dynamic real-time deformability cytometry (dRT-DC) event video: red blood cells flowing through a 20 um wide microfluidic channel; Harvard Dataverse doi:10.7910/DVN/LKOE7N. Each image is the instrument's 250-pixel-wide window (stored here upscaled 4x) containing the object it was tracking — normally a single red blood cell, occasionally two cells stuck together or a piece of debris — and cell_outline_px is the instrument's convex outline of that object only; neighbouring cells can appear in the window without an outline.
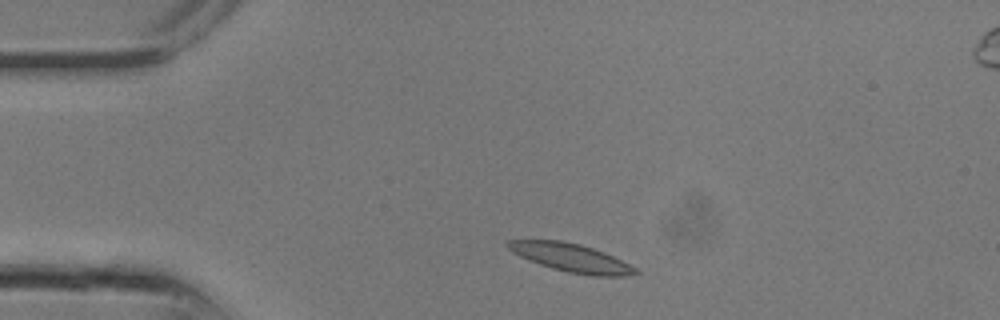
{"species": "common noctule bat (a hibernating species)", "species_latin": "Nyctalus noctula", "temperature_condition": "room temperature", "stored_images_in_passage": 5, "camera_frame_rate_fps": 3000, "um_per_image_px": 0.085, "animal": {"sex": "male", "body_mass_g": 13.3}, "frame": {"image": 1, "passage_image": 1, "time_ms": 0.0, "image_size_px": [1000, 320], "cell_outline_px": [[640, 272], [628, 276], [592, 276], [568, 272], [552, 268], [528, 260], [512, 252], [504, 244], [508, 240], [560, 240], [580, 244], [604, 252], [636, 268]], "centroid_in_image_um": [48.52, 21.9], "position_along_channel_um": 36.5, "area_um2": 20.92}}
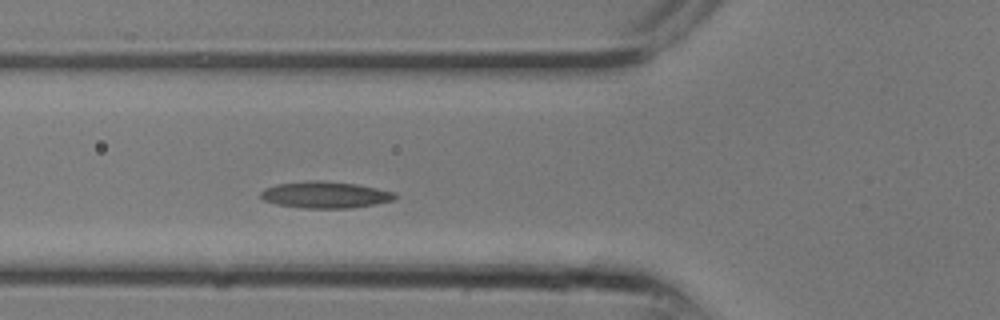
{"frame": {"image": 2, "passage_image": 5, "time_ms": 1.333, "image_size_px": [1000, 320], "cell_outline_px": [[396, 200], [376, 204], [348, 208], [300, 208], [276, 204], [264, 200], [260, 196], [260, 192], [264, 188], [276, 184], [308, 180], [320, 180], [356, 184], [396, 192]], "centroid_in_image_um": [27.64, 16.55], "position_along_channel_um": 98.2, "area_um2": 20.98}}